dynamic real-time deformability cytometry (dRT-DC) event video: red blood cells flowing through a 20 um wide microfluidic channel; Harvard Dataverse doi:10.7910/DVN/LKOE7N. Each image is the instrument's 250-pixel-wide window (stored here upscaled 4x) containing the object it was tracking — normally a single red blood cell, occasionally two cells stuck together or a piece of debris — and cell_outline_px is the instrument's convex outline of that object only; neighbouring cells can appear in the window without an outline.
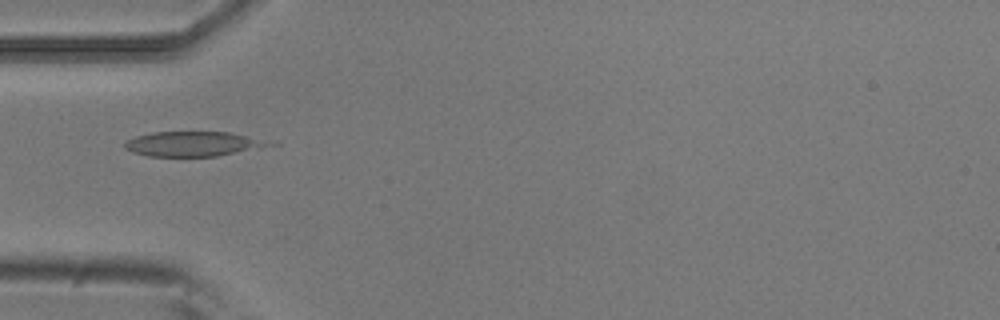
{"species": "common noctule bat (a hibernating species)", "species_latin": "Nyctalus noctula", "temperature_condition": "room temperature", "stored_images_in_passage": 7, "camera_frame_rate_fps": 3000, "um_per_image_px": 0.085, "animal": {"sex": "male", "body_mass_g": 20.5, "forearm_length_mm": 52.5}, "frame": {"image": 1, "passage_image": 5, "time_ms": 1.333, "image_size_px": [1000, 320], "cell_outline_px": [[280, 144], [216, 156], [148, 156], [132, 152], [124, 148], [124, 144], [128, 140], [136, 136], [152, 132], [228, 132], [280, 140]], "centroid_in_image_um": [16.58, 12.22], "position_along_channel_um": 68.4, "area_um2": 21.33}}
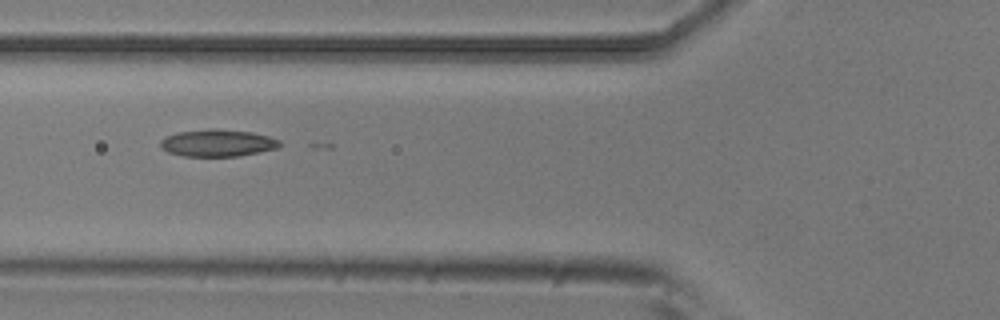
{"frame": {"image": 2, "passage_image": 6, "time_ms": 1.667, "image_size_px": [1000, 320], "cell_outline_px": [[280, 144], [276, 148], [236, 156], [184, 156], [168, 152], [160, 144], [160, 140], [164, 136], [176, 132], [212, 128], [216, 128], [252, 132], [268, 136], [280, 140]], "centroid_in_image_um": [18.45, 12.13], "position_along_channel_um": 107.4, "area_um2": 18.73}}
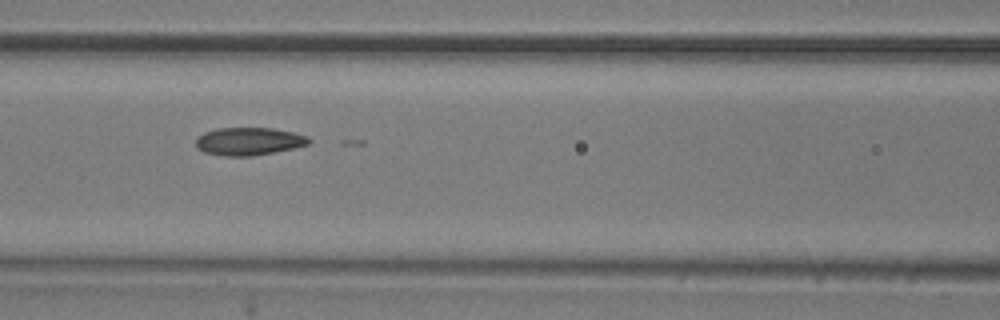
{"frame": {"image": 3, "passage_image": 7, "time_ms": 2.0, "image_size_px": [1000, 320], "cell_outline_px": [[312, 140], [308, 144], [296, 148], [252, 156], [224, 156], [204, 152], [196, 148], [196, 136], [204, 132], [216, 128], [272, 128], [292, 132], [308, 136]], "centroid_in_image_um": [21.14, 12.01], "position_along_channel_um": 145.5, "area_um2": 18.5}}